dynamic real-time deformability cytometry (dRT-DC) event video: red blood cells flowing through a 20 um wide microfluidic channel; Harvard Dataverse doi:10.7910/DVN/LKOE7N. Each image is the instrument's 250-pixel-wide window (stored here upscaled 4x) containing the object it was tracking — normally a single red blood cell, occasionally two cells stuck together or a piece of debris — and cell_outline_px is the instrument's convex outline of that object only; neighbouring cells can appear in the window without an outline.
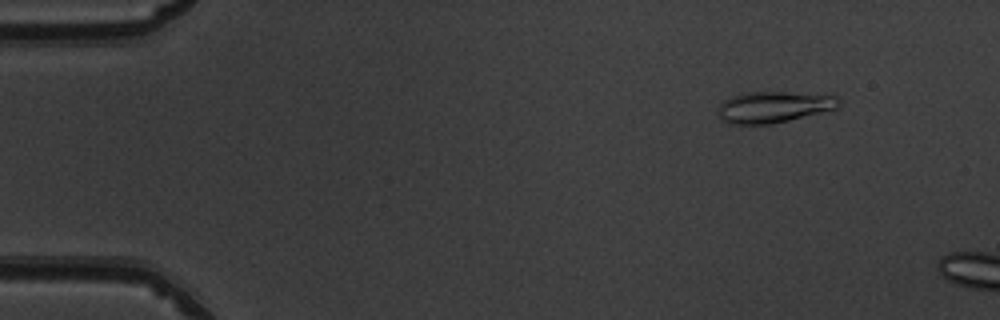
{"species": "common noctule bat (a hibernating species)", "species_latin": "Nyctalus noctula", "temperature_condition": "warm", "stored_images_in_passage": 10, "camera_frame_rate_fps": 3000, "um_per_image_px": 0.085, "animal": {"sex": "male", "body_mass_g": 19.5, "forearm_length_mm": 54.6}, "frame": {"image": 1, "passage_image": 1, "time_ms": 0.0, "image_size_px": [1000, 320], "cell_outline_px": [[840, 104], [836, 108], [772, 124], [732, 124], [720, 120], [720, 104], [724, 100], [740, 92], [784, 92], [840, 96]], "centroid_in_image_um": [65.75, 9.08], "position_along_channel_um": 19.3, "area_um2": 21.79}}